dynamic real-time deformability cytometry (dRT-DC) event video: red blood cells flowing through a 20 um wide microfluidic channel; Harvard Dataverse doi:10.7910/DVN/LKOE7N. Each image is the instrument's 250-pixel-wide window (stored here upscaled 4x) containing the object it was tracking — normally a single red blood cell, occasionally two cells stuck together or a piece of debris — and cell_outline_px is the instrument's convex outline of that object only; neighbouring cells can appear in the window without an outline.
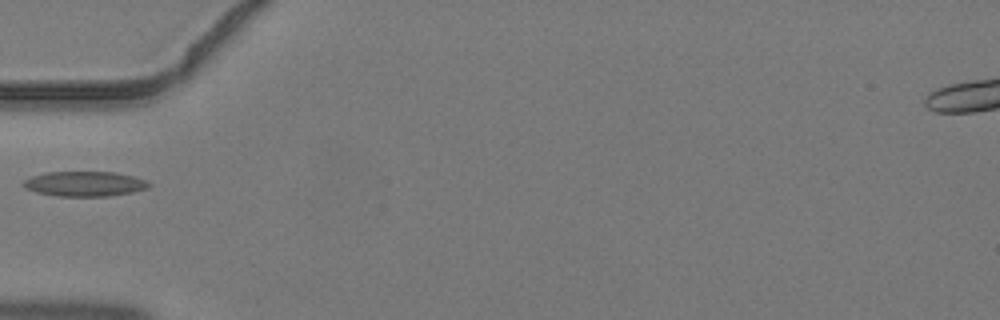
{"species": "common noctule bat (a hibernating species)", "species_latin": "Nyctalus noctula", "temperature_condition": "warm", "stored_images_in_passage": 1, "camera_frame_rate_fps": 3000, "um_per_image_px": 0.085, "animal": {"sex": "male", "body_mass_g": 19.2, "forearm_length_mm": 51.8}, "frame": {"image": 1, "passage_image": 1, "time_ms": 0.0, "image_size_px": [1000, 320], "cell_outline_px": [[152, 184], [148, 188], [132, 192], [108, 196], [56, 196], [36, 192], [24, 188], [20, 184], [24, 180], [32, 176], [44, 172], [116, 172], [148, 180]], "centroid_in_image_um": [7.18, 15.62], "position_along_channel_um": 77.8, "area_um2": 18.44}}